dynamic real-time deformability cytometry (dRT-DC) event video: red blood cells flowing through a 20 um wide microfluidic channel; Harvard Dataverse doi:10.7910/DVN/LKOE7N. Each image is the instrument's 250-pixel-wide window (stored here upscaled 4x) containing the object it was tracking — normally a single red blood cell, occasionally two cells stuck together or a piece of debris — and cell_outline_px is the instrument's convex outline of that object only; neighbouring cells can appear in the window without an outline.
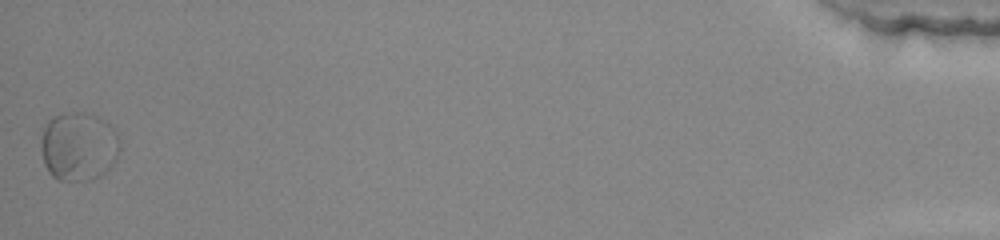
{"species": "common noctule bat (a hibernating species)", "species_latin": "Nyctalus noctula", "temperature_condition": "warm", "stored_images_in_passage": 50, "segment_of_instrument_passage": [2, 2], "camera_frame_rate_fps": 3000, "um_per_image_px": 0.085, "animal": {"sex": "female", "body_mass_g": 22.0, "forearm_length_mm": 56.7}, "frame": {"image": 1, "passage_image": 50, "time_ms": 16.333, "image_size_px": [1000, 240], "cell_outline_px": [[120, 152], [116, 160], [100, 176], [88, 180], [56, 180], [48, 172], [44, 164], [40, 148], [40, 140], [44, 128], [48, 120], [52, 116], [72, 112], [84, 112], [100, 116], [112, 124], [120, 140]], "centroid_in_image_um": [6.69, 12.42], "position_along_channel_um": 428.5, "area_um2": 32.25}}